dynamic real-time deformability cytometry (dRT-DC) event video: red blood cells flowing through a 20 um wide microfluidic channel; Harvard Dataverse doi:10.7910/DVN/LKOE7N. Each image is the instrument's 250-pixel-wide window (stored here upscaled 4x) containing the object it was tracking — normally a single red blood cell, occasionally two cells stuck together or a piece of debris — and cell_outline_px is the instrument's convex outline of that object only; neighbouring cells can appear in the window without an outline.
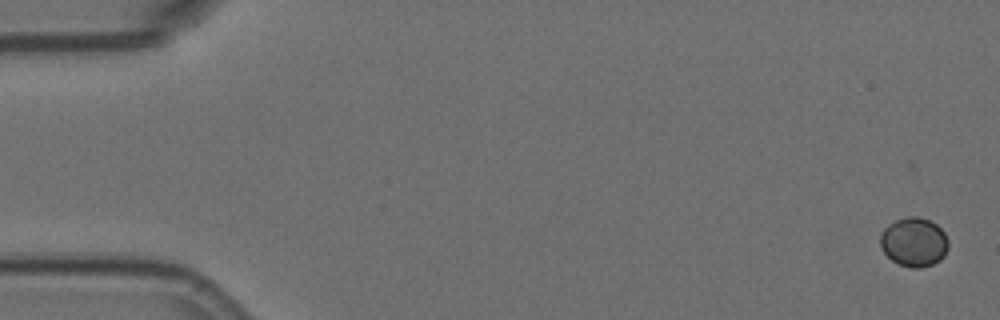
{"species": "Egyptian fruit bat (a non-hibernating species)", "species_latin": "Rousettus aegyptiacus", "temperature_condition": "room temperature", "stored_images_in_passage": 15, "camera_frame_rate_fps": 3000, "um_per_image_px": 0.085, "animal": {"sex": "female"}, "frame": {"image": 1, "passage_image": 1, "time_ms": 0.0, "image_size_px": [1000, 320], "cell_outline_px": [[948, 248], [944, 256], [940, 260], [932, 264], [920, 268], [912, 268], [900, 264], [892, 260], [884, 252], [880, 244], [880, 232], [888, 224], [896, 220], [908, 216], [916, 216], [928, 220], [936, 224], [944, 232], [948, 240]], "centroid_in_image_um": [77.68, 20.57], "position_along_channel_um": 7.3, "area_um2": 19.48}}
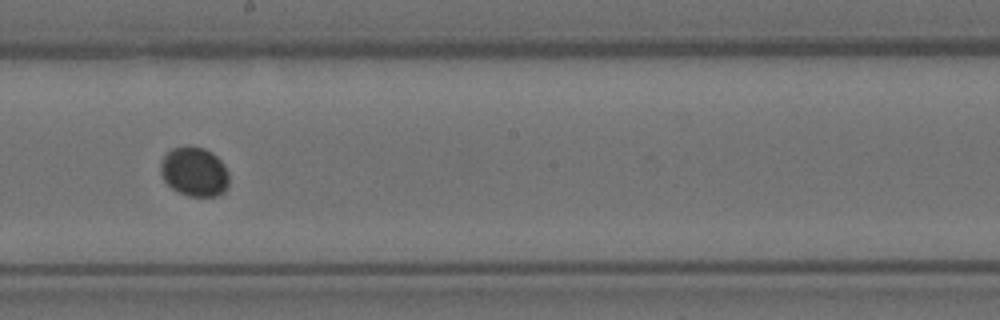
{"frame": {"image": 2, "passage_image": 9, "time_ms": 2.667, "image_size_px": [1000, 320], "cell_outline_px": [[228, 188], [224, 192], [216, 196], [188, 196], [172, 188], [164, 180], [160, 172], [160, 160], [172, 148], [188, 144], [204, 148], [212, 152], [224, 164], [228, 172]], "centroid_in_image_um": [16.52, 14.57], "position_along_channel_um": 231.7, "area_um2": 19.94}}
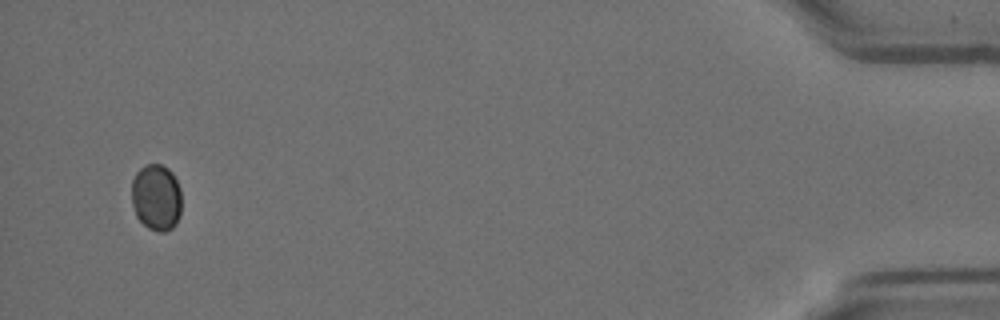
{"frame": {"image": 3, "passage_image": 15, "time_ms": 4.667, "image_size_px": [1000, 320], "cell_outline_px": [[180, 216], [176, 224], [172, 228], [164, 232], [156, 232], [148, 228], [136, 216], [132, 204], [132, 180], [136, 172], [144, 164], [160, 164], [168, 168], [172, 172], [180, 188]], "centroid_in_image_um": [13.28, 16.78], "position_along_channel_um": 421.9, "area_um2": 19.54}}